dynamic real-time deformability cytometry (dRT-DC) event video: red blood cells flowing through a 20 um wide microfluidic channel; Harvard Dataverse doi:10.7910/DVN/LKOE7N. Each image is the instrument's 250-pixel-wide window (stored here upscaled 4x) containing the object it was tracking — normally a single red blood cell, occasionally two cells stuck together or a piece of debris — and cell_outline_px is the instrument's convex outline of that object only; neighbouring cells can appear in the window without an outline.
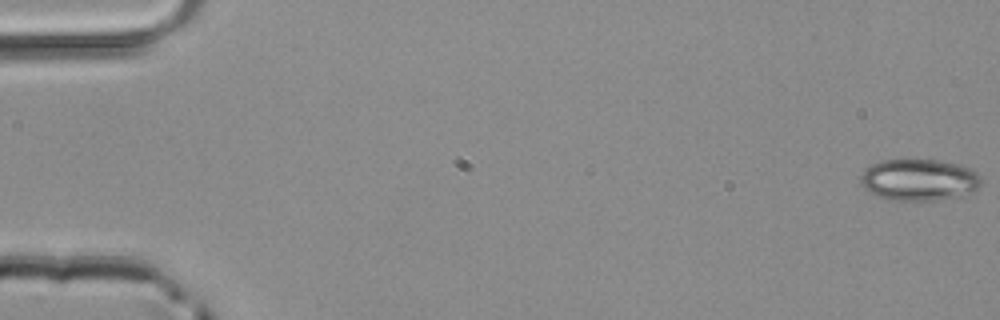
{"species": "common noctule bat (a hibernating species)", "species_latin": "Nyctalus noctula", "temperature_condition": "room temperature", "stored_images_in_passage": 51, "camera_frame_rate_fps": 3000, "um_per_image_px": 0.085, "animal": {"sex": "male", "body_mass_g": 20.4}, "frame": {"image": 1, "passage_image": 1, "time_ms": 0.0, "image_size_px": [1000, 320], "cell_outline_px": [[980, 188], [972, 192], [936, 200], [888, 200], [876, 196], [868, 192], [864, 188], [860, 180], [860, 176], [864, 168], [880, 160], [940, 160], [956, 164], [968, 168], [976, 172], [980, 176]], "centroid_in_image_um": [78.06, 15.28], "position_along_channel_um": 6.9, "area_um2": 29.25}}
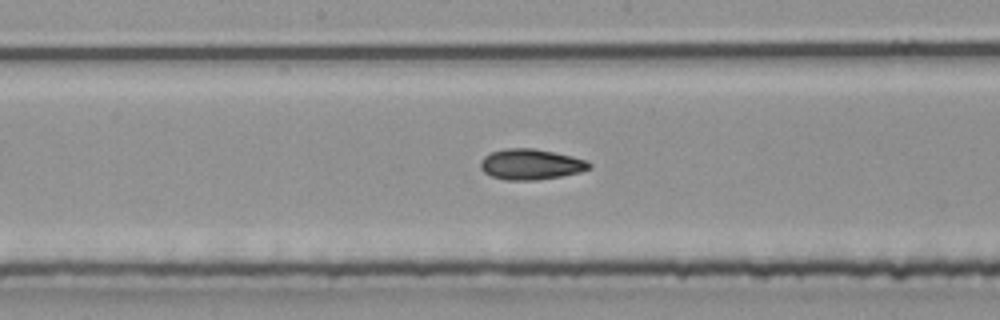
{"frame": {"image": 2, "passage_image": 27, "time_ms": 8.667, "image_size_px": [1000, 320], "cell_outline_px": [[592, 168], [580, 172], [560, 176], [536, 180], [508, 180], [492, 176], [484, 172], [480, 168], [480, 160], [484, 156], [492, 152], [504, 148], [532, 148], [572, 156], [588, 160], [592, 164]], "centroid_in_image_um": [45.13, 13.96], "position_along_channel_um": 203.1, "area_um2": 19.42}}
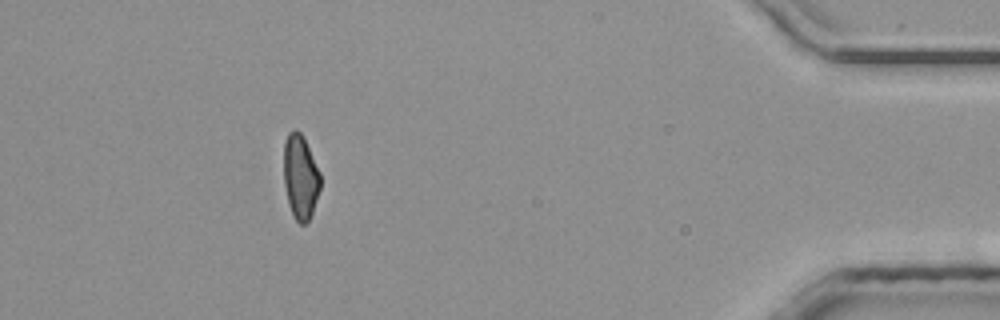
{"frame": {"image": 3, "passage_image": 46, "time_ms": 15.0, "image_size_px": [1000, 320], "cell_outline_px": [[320, 188], [312, 212], [308, 220], [304, 224], [300, 224], [292, 216], [288, 204], [284, 184], [284, 140], [288, 132], [296, 128], [300, 132], [320, 172]], "centroid_in_image_um": [25.51, 15.04], "position_along_channel_um": 409.7, "area_um2": 17.92}}